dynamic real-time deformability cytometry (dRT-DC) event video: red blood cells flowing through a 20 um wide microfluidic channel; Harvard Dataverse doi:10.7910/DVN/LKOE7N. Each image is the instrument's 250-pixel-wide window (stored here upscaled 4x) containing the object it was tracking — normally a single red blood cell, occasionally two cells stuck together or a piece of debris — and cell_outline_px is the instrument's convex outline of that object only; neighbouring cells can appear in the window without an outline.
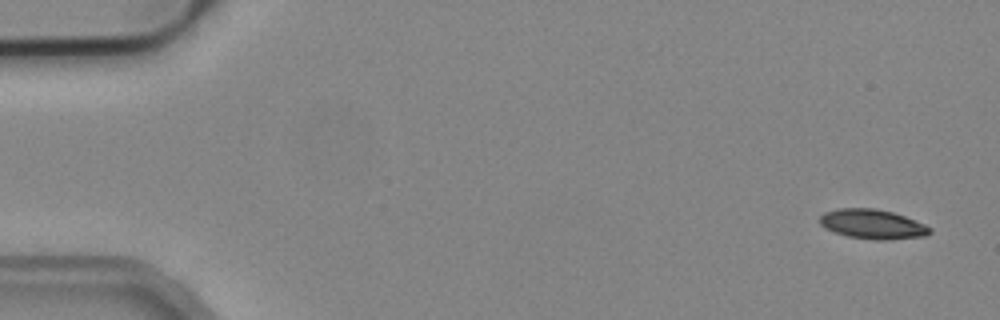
{"species": "common noctule bat (a hibernating species)", "species_latin": "Nyctalus noctula", "temperature_condition": "cold", "stored_images_in_passage": 4, "camera_frame_rate_fps": 3000, "um_per_image_px": 0.085, "animal": {"sex": "male", "body_mass_g": 19.2, "forearm_length_mm": 51.8}, "frame": {"image": 1, "passage_image": 1, "time_ms": 0.0, "image_size_px": [1000, 320], "cell_outline_px": [[932, 232], [928, 236], [884, 240], [876, 240], [848, 236], [824, 228], [820, 224], [820, 216], [824, 212], [840, 208], [876, 208], [892, 212], [904, 216], [924, 224], [932, 228]], "centroid_in_image_um": [74.18, 19.05], "position_along_channel_um": 10.8, "area_um2": 18.96}}